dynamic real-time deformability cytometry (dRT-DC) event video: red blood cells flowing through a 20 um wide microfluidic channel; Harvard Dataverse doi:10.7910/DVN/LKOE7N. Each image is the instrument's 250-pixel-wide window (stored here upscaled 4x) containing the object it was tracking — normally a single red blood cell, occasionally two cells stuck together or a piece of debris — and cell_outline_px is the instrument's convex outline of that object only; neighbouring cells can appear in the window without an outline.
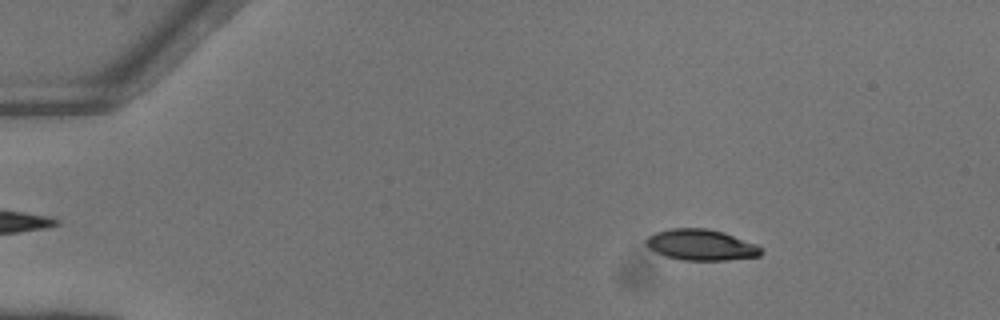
{"species": "common noctule bat (a hibernating species)", "species_latin": "Nyctalus noctula", "temperature_condition": "warm", "stored_images_in_passage": 51, "camera_frame_rate_fps": 3000, "um_per_image_px": 0.085, "animal": {"sex": "female"}, "frame": {"image": 1, "passage_image": 8, "time_ms": 2.333, "image_size_px": [1000, 320], "cell_outline_px": [[764, 252], [760, 256], [728, 260], [680, 260], [664, 256], [648, 248], [644, 244], [644, 240], [648, 236], [656, 232], [668, 228], [708, 228], [724, 232], [756, 244], [764, 248]], "centroid_in_image_um": [59.58, 20.81], "position_along_channel_um": 25.4, "area_um2": 21.15}}
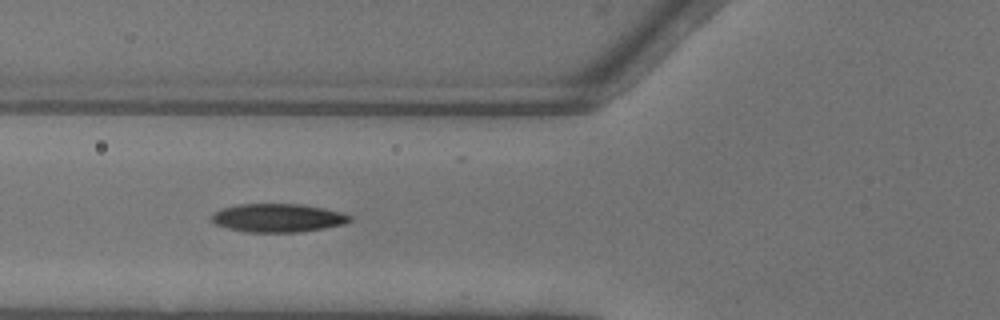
{"frame": {"image": 2, "passage_image": 20, "time_ms": 6.333, "image_size_px": [1000, 320], "cell_outline_px": [[352, 220], [344, 224], [324, 228], [296, 232], [244, 232], [228, 228], [216, 224], [212, 220], [212, 212], [220, 208], [236, 204], [300, 204], [324, 208], [344, 212], [352, 216]], "centroid_in_image_um": [23.62, 18.51], "position_along_channel_um": 102.2, "area_um2": 23.06}}
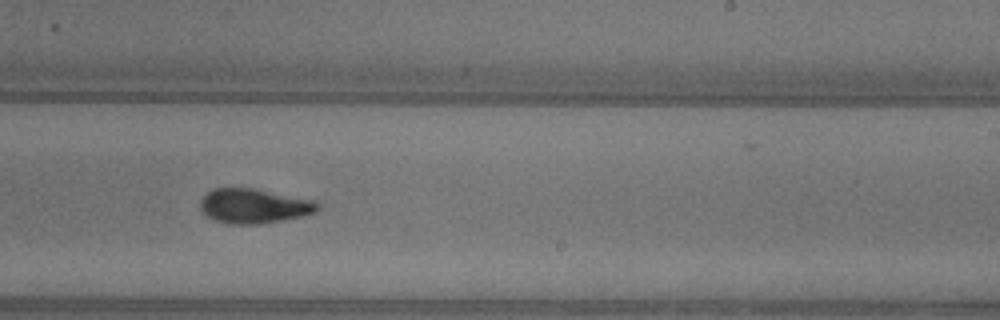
{"frame": {"image": 3, "passage_image": 32, "time_ms": 10.333, "image_size_px": [1000, 320], "cell_outline_px": [[320, 208], [316, 212], [300, 216], [280, 220], [256, 224], [228, 224], [216, 220], [208, 216], [200, 208], [200, 200], [212, 188], [252, 188], [316, 200], [320, 204]], "centroid_in_image_um": [21.6, 17.5], "position_along_channel_um": 267.4, "area_um2": 23.52}, "authors_computed_cell_mechanics": {"area_um2": 22.253, "velocity_mm_per_s": 4.1268, "shape_relaxation_time_tau1_ms": 4.4129, "shape_relaxation_time_tau2_ms": 3.3494, "deformation_change_tau1": 0.1705, "deformation_change_tau2": 0.0901}}